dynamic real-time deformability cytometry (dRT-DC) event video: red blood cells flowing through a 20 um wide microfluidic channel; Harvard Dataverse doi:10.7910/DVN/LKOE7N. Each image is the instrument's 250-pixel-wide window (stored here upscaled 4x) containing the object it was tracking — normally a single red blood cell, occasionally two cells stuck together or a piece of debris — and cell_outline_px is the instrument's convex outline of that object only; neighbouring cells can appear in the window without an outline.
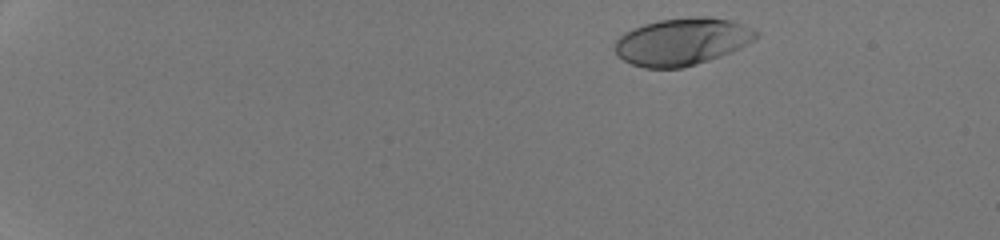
{"species": "human", "species_latin": "Homo sapiens", "temperature_condition": "room temperature", "stored_images_in_passage": 44, "camera_frame_rate_fps": 3000, "um_per_image_px": 0.085, "donor": {"sex": "male"}, "frame": {"image": 1, "passage_image": 1, "time_ms": 0.0, "image_size_px": [1000, 240], "cell_outline_px": [[760, 36], [740, 48], [720, 56], [696, 64], [680, 68], [644, 68], [632, 64], [616, 56], [616, 40], [624, 32], [632, 28], [644, 24], [660, 20], [696, 16], [708, 16], [732, 20], [752, 28], [760, 32]], "centroid_in_image_um": [57.99, 3.53], "position_along_channel_um": 27.0, "area_um2": 38.96}}
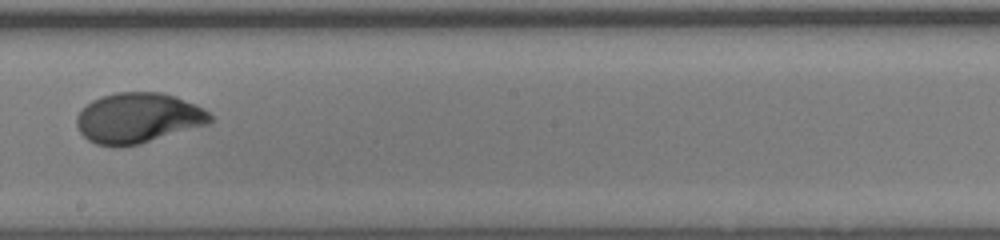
{"frame": {"image": 2, "passage_image": 26, "time_ms": 8.333, "image_size_px": [1000, 240], "cell_outline_px": [[212, 120], [208, 124], [140, 144], [120, 148], [96, 144], [88, 140], [80, 132], [76, 124], [76, 116], [92, 100], [116, 92], [160, 92], [176, 96], [196, 104], [204, 108], [212, 116]], "centroid_in_image_um": [11.74, 10.04], "position_along_channel_um": 236.5, "area_um2": 39.25}}
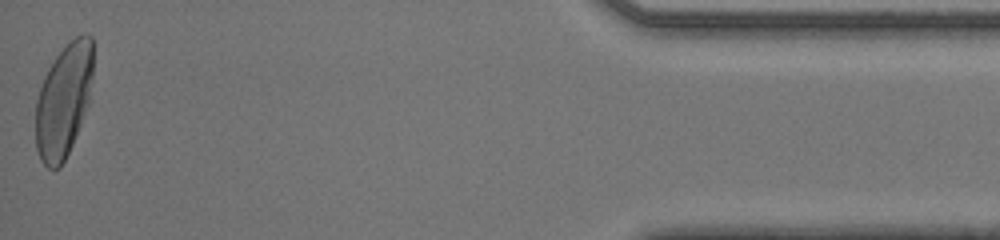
{"frame": {"image": 3, "passage_image": 44, "time_ms": 14.333, "image_size_px": [1000, 240], "cell_outline_px": [[92, 76], [88, 104], [72, 144], [60, 168], [48, 168], [40, 160], [36, 148], [36, 100], [44, 76], [48, 68], [56, 56], [76, 36], [84, 32], [88, 32], [92, 36]], "centroid_in_image_um": [5.4, 8.53], "position_along_channel_um": 429.8, "area_um2": 37.69}, "authors_computed_cell_mechanics": {"area_um2": 38.6971, "velocity_mm_per_s": 4.2773, "shape_relaxation_time_tau1_ms": 3.0684, "shape_relaxation_time_tau2_ms": null, "deformation_change_tau1": 0.215, "deformation_change_tau2": null}}